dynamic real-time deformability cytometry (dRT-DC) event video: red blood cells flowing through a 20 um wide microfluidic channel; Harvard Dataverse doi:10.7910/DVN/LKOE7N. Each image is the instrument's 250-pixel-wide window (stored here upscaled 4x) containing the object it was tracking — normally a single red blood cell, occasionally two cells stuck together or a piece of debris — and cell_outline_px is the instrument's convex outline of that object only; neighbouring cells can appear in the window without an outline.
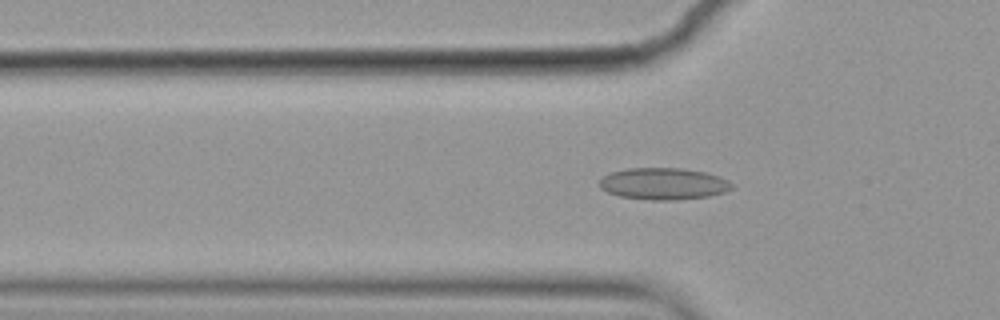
{"species": "common noctule bat (a hibernating species)", "species_latin": "Nyctalus noctula", "temperature_condition": "cold", "stored_images_in_passage": 50, "camera_frame_rate_fps": 3000, "um_per_image_px": 0.085, "animal": {"sex": "female", "body_mass_g": 19.9}, "frame": {"image": 1, "passage_image": 16, "time_ms": 5.0, "image_size_px": [1000, 320], "cell_outline_px": [[732, 188], [724, 192], [708, 196], [676, 200], [652, 200], [620, 196], [608, 192], [600, 188], [600, 180], [604, 176], [612, 172], [628, 168], [680, 168], [704, 172], [728, 180], [732, 184]], "centroid_in_image_um": [56.38, 15.62], "position_along_channel_um": 69.4, "area_um2": 24.22}}
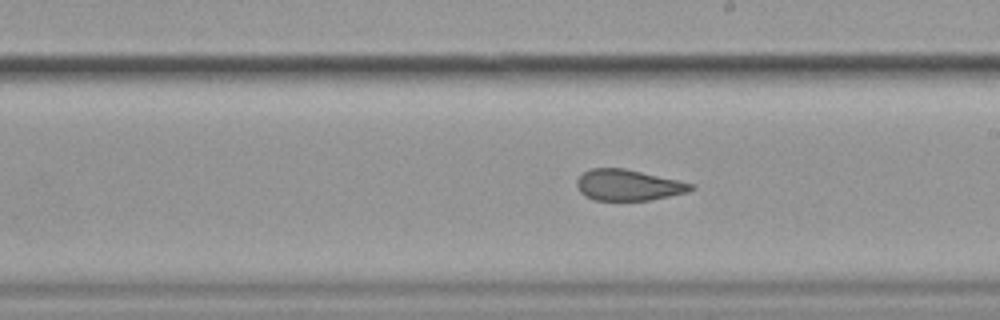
{"frame": {"image": 2, "passage_image": 30, "time_ms": 9.667, "image_size_px": [1000, 320], "cell_outline_px": [[696, 188], [688, 192], [652, 200], [592, 200], [584, 196], [580, 192], [576, 184], [576, 180], [584, 172], [592, 168], [624, 168], [696, 184]], "centroid_in_image_um": [53.42, 15.74], "position_along_channel_um": 235.6, "area_um2": 20.75}}
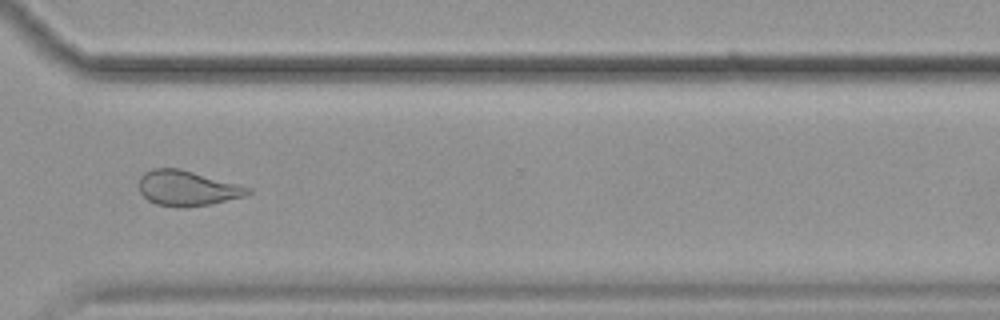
{"frame": {"image": 3, "passage_image": 40, "time_ms": 13.0, "image_size_px": [1000, 320], "cell_outline_px": [[252, 192], [244, 196], [208, 204], [156, 204], [148, 200], [140, 192], [140, 176], [144, 172], [152, 168], [180, 168], [240, 184], [252, 188]], "centroid_in_image_um": [15.93, 15.93], "position_along_channel_um": 354.7, "area_um2": 21.62}, "authors_computed_cell_mechanics": {"area_um2": 23.2645, "velocity_mm_per_s": 3.5664, "shape_relaxation_time_tau1_ms": null, "shape_relaxation_time_tau2_ms": 1.9549, "deformation_change_tau1": null, "deformation_change_tau2": 0.0652}}